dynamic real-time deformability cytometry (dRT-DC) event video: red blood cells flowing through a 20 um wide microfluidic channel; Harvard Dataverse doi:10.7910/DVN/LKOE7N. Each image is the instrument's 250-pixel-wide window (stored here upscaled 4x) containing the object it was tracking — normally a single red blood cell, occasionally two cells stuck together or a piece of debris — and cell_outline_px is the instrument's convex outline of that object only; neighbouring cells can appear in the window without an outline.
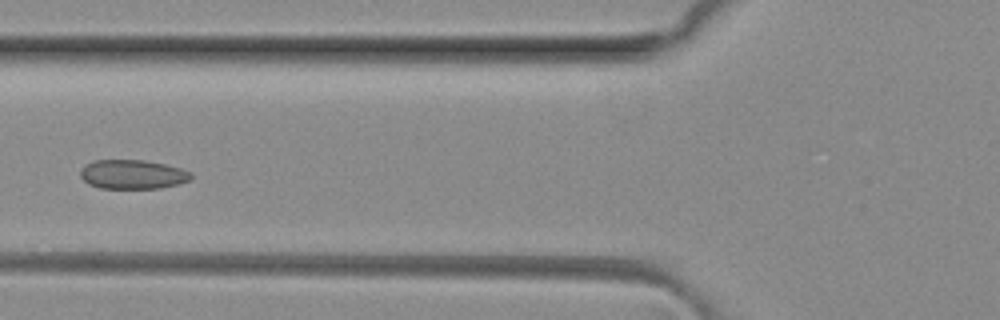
{"species": "common noctule bat (a hibernating species)", "species_latin": "Nyctalus noctula", "temperature_condition": "room temperature", "stored_images_in_passage": 3, "camera_frame_rate_fps": 3000, "um_per_image_px": 0.085, "animal": {"sex": "female", "body_mass_g": 29.2, "forearm_length_mm": 56.3}, "frame": {"image": 1, "passage_image": 3, "time_ms": 0.667, "image_size_px": [1000, 320], "cell_outline_px": [[192, 180], [180, 184], [160, 188], [100, 188], [88, 184], [80, 176], [80, 168], [84, 164], [92, 160], [144, 160], [164, 164], [180, 168], [192, 172]], "centroid_in_image_um": [11.27, 14.82], "position_along_channel_um": 114.5, "area_um2": 19.07}}